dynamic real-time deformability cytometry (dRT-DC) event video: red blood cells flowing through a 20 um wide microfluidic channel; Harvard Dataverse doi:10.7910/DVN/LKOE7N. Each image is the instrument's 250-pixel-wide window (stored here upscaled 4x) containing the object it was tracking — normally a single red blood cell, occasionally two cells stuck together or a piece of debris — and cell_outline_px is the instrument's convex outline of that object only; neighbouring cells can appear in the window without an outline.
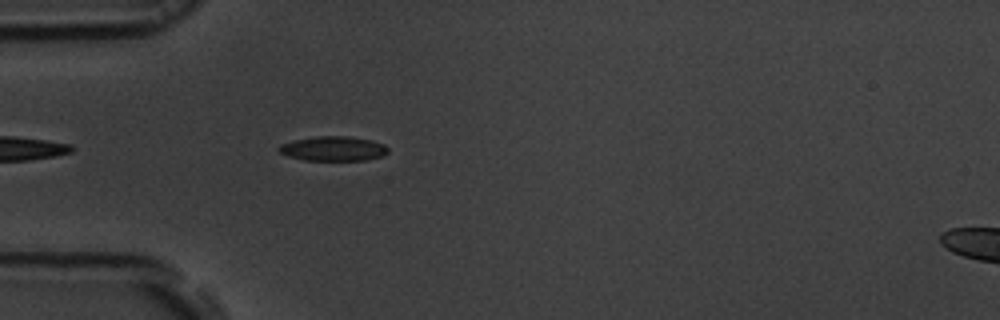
{"species": "common noctule bat (a hibernating species)", "species_latin": "Nyctalus noctula", "temperature_condition": "room temperature", "stored_images_in_passage": 42, "camera_frame_rate_fps": 3000, "um_per_image_px": 0.085, "animal": {"sex": "male", "body_mass_g": 19.5, "forearm_length_mm": 54.6}, "frame": {"image": 1, "passage_image": 4, "time_ms": 1.0, "image_size_px": [1000, 320], "cell_outline_px": [[388, 152], [384, 156], [364, 160], [304, 160], [288, 156], [280, 152], [276, 148], [280, 144], [292, 140], [316, 136], [348, 136], [372, 140], [384, 144], [388, 148]], "centroid_in_image_um": [28.32, 12.63], "position_along_channel_um": 56.7, "area_um2": 15.78}}
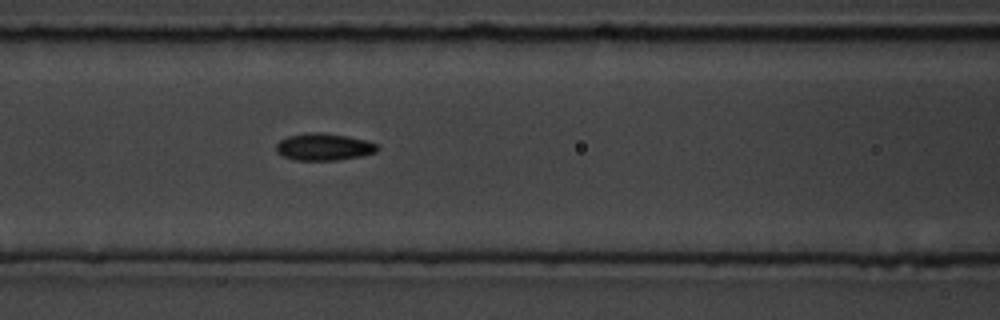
{"frame": {"image": 2, "passage_image": 11, "time_ms": 3.333, "image_size_px": [1000, 320], "cell_outline_px": [[380, 148], [376, 152], [360, 156], [336, 160], [296, 160], [284, 156], [276, 152], [276, 144], [280, 140], [288, 136], [304, 132], [324, 132], [348, 136], [368, 140], [380, 144]], "centroid_in_image_um": [27.56, 12.46], "position_along_channel_um": 139.0, "area_um2": 16.24}}
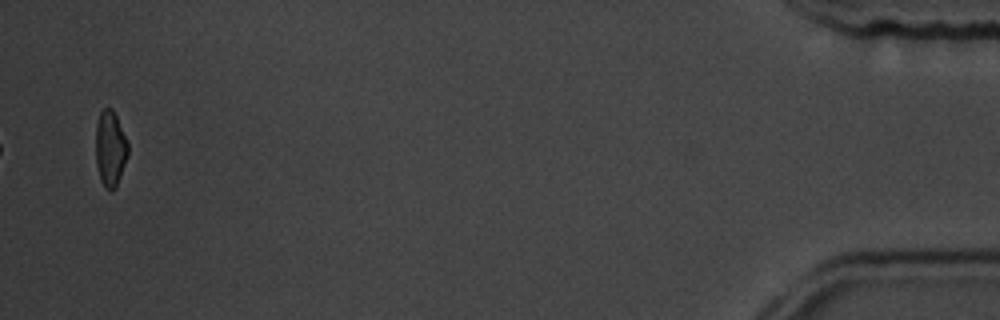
{"frame": {"image": 3, "passage_image": 41, "time_ms": 13.333, "image_size_px": [1000, 320], "cell_outline_px": [[128, 156], [116, 188], [112, 192], [104, 188], [100, 180], [96, 164], [96, 124], [100, 112], [104, 108], [112, 108], [116, 116], [128, 144]], "centroid_in_image_um": [9.37, 12.68], "position_along_channel_um": 425.8, "area_um2": 14.33}, "authors_computed_cell_mechanics": {"area_um2": 15.3459, "velocity_mm_per_s": 3.7576, "shape_relaxation_time_tau1_ms": 2.5999, "shape_relaxation_time_tau2_ms": 4.9492, "deformation_change_tau1": 0.0927, "deformation_change_tau2": 0.1094}}